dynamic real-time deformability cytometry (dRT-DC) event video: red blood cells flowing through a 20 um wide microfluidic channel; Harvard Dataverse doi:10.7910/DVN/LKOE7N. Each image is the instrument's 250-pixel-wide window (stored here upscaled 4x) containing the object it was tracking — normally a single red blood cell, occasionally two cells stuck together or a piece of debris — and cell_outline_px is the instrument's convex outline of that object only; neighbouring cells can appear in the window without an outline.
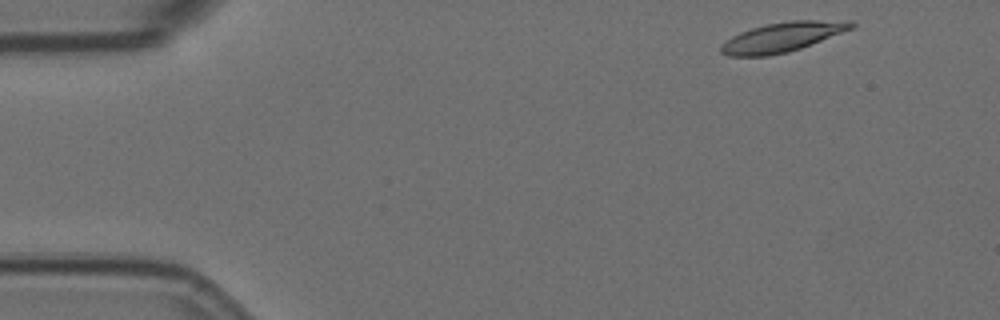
{"species": "Egyptian fruit bat (a non-hibernating species)", "species_latin": "Rousettus aegyptiacus", "temperature_condition": "room temperature", "stored_images_in_passage": 4, "camera_frame_rate_fps": 3000, "um_per_image_px": 0.085, "animal": {"sex": "female"}, "frame": {"image": 1, "passage_image": 1, "time_ms": 0.0, "image_size_px": [1000, 320], "cell_outline_px": [[856, 24], [852, 28], [800, 48], [788, 52], [768, 56], [728, 56], [720, 52], [720, 44], [732, 36], [740, 32], [752, 28], [768, 24], [788, 20], [852, 20]], "centroid_in_image_um": [66.47, 3.15], "position_along_channel_um": 18.5, "area_um2": 22.37}}
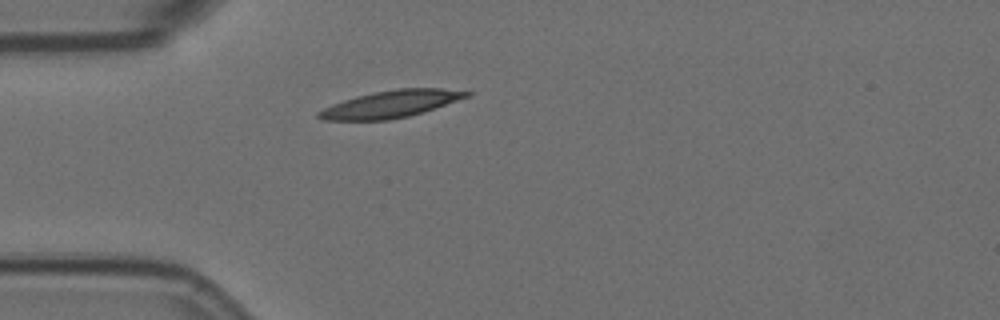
{"frame": {"image": 2, "passage_image": 4, "time_ms": 1.0, "image_size_px": [1000, 320], "cell_outline_px": [[472, 92], [468, 96], [408, 116], [388, 120], [324, 120], [316, 116], [316, 112], [332, 104], [356, 96], [396, 88], [440, 88]], "centroid_in_image_um": [33.14, 8.84], "position_along_channel_um": 51.9, "area_um2": 22.83}}